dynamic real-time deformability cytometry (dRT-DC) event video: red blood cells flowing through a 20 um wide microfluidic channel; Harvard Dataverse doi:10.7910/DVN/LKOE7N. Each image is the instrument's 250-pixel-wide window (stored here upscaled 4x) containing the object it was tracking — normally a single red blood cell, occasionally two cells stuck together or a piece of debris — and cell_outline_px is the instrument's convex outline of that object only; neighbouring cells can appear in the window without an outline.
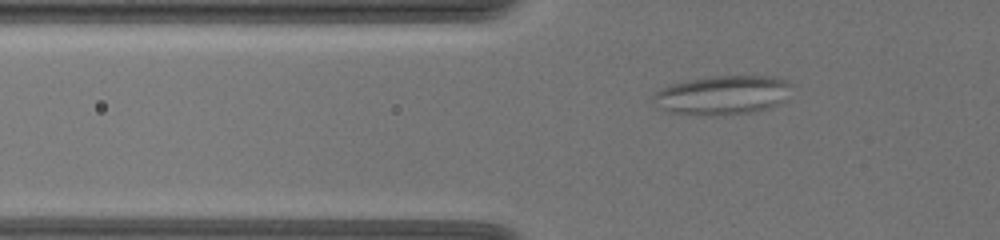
{"species": "common noctule bat (a hibernating species)", "species_latin": "Nyctalus noctula", "temperature_condition": "warm", "stored_images_in_passage": 41, "camera_frame_rate_fps": 3000, "um_per_image_px": 0.085, "animal": {"sex": "female", "body_mass_g": 19.5, "forearm_length_mm": 54.1}, "frame": {"image": 1, "passage_image": 3, "time_ms": 0.667, "image_size_px": [1000, 240], "cell_outline_px": [[792, 84], [784, 100], [780, 104], [768, 108], [752, 112], [712, 116], [696, 116], [668, 112], [660, 108], [652, 100], [652, 96], [660, 88], [672, 84], [712, 76], [772, 76], [788, 80]], "centroid_in_image_um": [61.4, 8.1], "position_along_channel_um": 64.4, "area_um2": 31.73}}
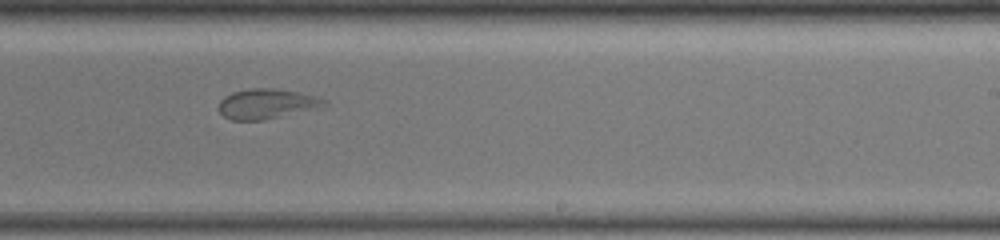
{"frame": {"image": 2, "passage_image": 21, "time_ms": 6.667, "image_size_px": [1000, 240], "cell_outline_px": [[328, 104], [264, 120], [232, 120], [224, 116], [220, 112], [220, 100], [224, 96], [232, 92], [252, 88], [272, 88], [296, 92], [316, 96], [324, 100]], "centroid_in_image_um": [22.59, 8.81], "position_along_channel_um": 266.4, "area_um2": 17.86}}
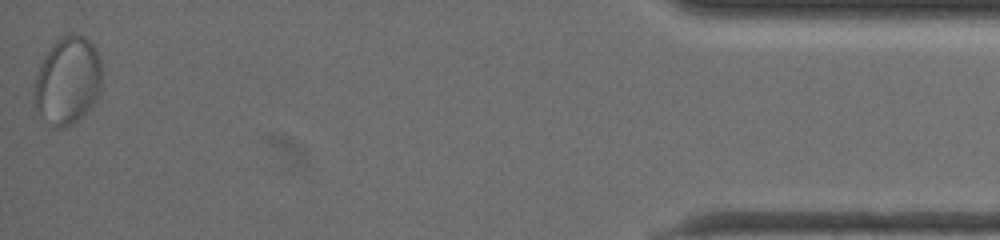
{"frame": {"image": 3, "passage_image": 41, "time_ms": 13.333, "image_size_px": [1000, 240], "cell_outline_px": [[100, 92], [88, 108], [72, 124], [64, 128], [56, 128], [36, 108], [32, 100], [36, 76], [40, 64], [44, 56], [56, 40], [72, 32], [84, 36], [92, 44], [100, 56]], "centroid_in_image_um": [5.73, 6.82], "position_along_channel_um": 429.5, "area_um2": 34.04}}